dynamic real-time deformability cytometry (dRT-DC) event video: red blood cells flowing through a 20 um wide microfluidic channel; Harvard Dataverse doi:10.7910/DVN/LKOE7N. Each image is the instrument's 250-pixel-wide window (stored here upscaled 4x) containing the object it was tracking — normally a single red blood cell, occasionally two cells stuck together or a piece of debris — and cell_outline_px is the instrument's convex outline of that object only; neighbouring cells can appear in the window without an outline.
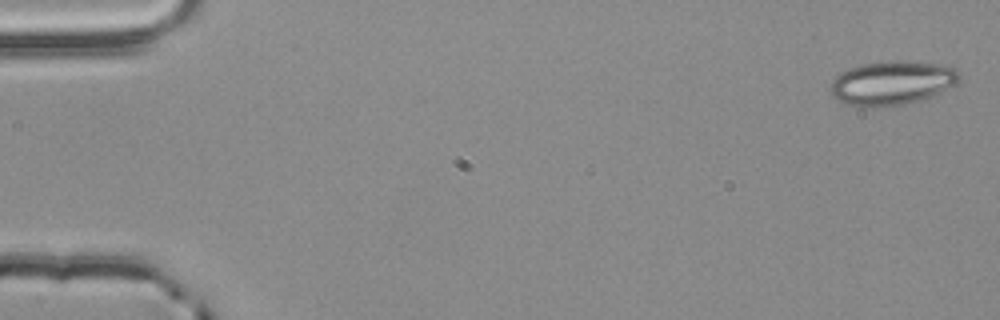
{"species": "common noctule bat (a hibernating species)", "species_latin": "Nyctalus noctula", "temperature_condition": "room temperature", "stored_images_in_passage": 3, "camera_frame_rate_fps": 3000, "um_per_image_px": 0.085, "animal": {"sex": "male", "body_mass_g": 20.4}, "frame": {"image": 1, "passage_image": 1, "time_ms": 0.0, "image_size_px": [1000, 320], "cell_outline_px": [[960, 76], [952, 84], [920, 100], [904, 104], [884, 108], [860, 108], [848, 104], [832, 96], [832, 80], [840, 72], [848, 68], [860, 64], [888, 60], [896, 60], [940, 64], [956, 68]], "centroid_in_image_um": [75.73, 7.05], "position_along_channel_um": 9.3, "area_um2": 32.89}}